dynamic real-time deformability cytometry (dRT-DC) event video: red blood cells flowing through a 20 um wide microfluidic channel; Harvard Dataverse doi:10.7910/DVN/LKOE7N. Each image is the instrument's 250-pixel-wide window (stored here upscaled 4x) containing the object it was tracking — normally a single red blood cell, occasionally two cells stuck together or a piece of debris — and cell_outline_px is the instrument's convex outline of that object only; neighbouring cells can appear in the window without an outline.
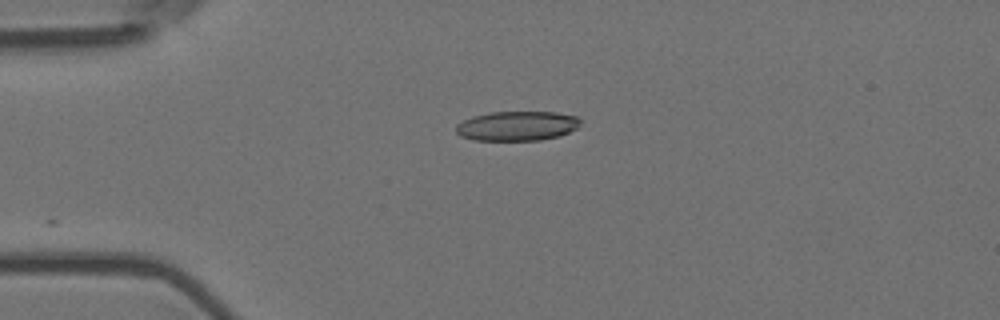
{"species": "Egyptian fruit bat (a non-hibernating species)", "species_latin": "Rousettus aegyptiacus", "temperature_condition": "room temperature", "stored_images_in_passage": 15, "camera_frame_rate_fps": 3000, "um_per_image_px": 0.085, "animal": {"sex": "female"}, "frame": {"image": 1, "passage_image": 1, "time_ms": 0.0, "image_size_px": [1000, 320], "cell_outline_px": [[580, 124], [576, 128], [560, 136], [540, 140], [472, 140], [460, 136], [456, 132], [456, 124], [472, 116], [488, 112], [556, 112], [580, 116]], "centroid_in_image_um": [43.95, 10.7], "position_along_channel_um": 41.0, "area_um2": 21.62}}
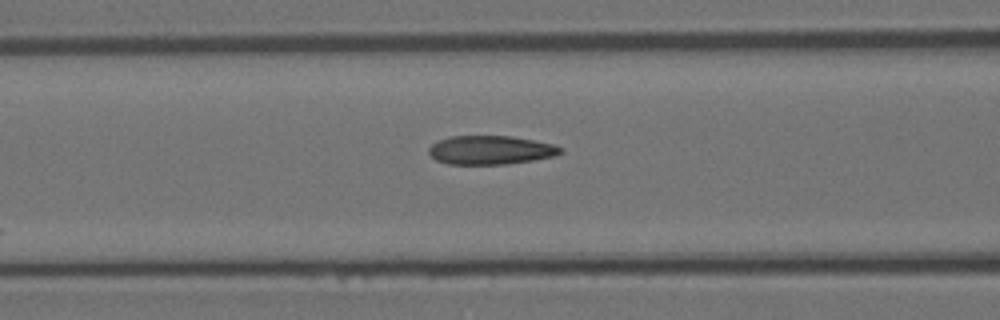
{"frame": {"image": 2, "passage_image": 10, "time_ms": 3.0, "image_size_px": [1000, 320], "cell_outline_px": [[564, 152], [556, 156], [532, 160], [504, 164], [448, 164], [436, 160], [428, 152], [428, 148], [432, 144], [448, 136], [512, 136], [552, 144], [564, 148]], "centroid_in_image_um": [41.71, 12.75], "position_along_channel_um": 124.9, "area_um2": 22.08}}
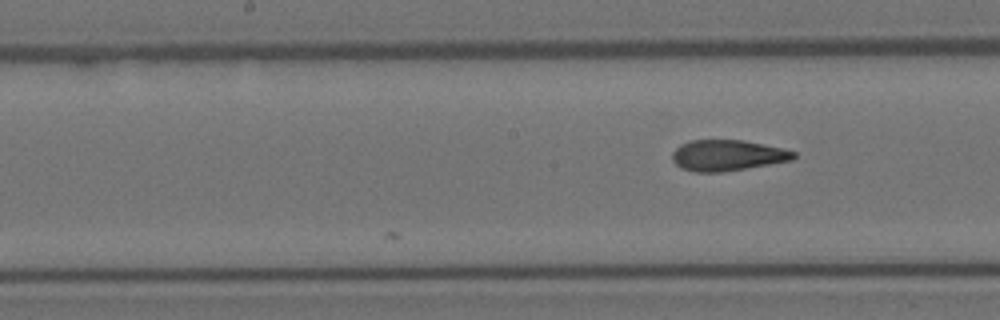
{"frame": {"image": 3, "passage_image": 15, "time_ms": 4.667, "image_size_px": [1000, 320], "cell_outline_px": [[796, 156], [792, 160], [720, 172], [696, 172], [680, 168], [672, 160], [672, 152], [680, 144], [692, 140], [744, 140], [780, 148], [796, 152]], "centroid_in_image_um": [61.78, 13.2], "position_along_channel_um": 186.4, "area_um2": 21.62}}